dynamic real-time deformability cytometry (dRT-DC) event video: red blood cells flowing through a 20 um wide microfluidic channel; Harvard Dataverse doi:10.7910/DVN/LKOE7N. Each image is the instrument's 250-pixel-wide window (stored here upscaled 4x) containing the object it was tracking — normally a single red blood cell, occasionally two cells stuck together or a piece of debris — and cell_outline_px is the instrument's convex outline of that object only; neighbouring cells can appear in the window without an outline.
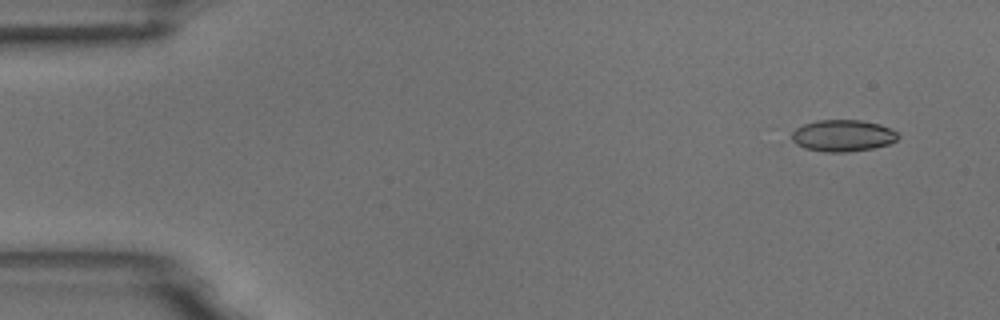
{"species": "common noctule bat (a hibernating species)", "species_latin": "Nyctalus noctula", "temperature_condition": "room temperature", "stored_images_in_passage": 5, "camera_frame_rate_fps": 3000, "um_per_image_px": 0.085, "animal": {"sex": "male", "body_mass_g": 18.8}, "frame": {"image": 1, "passage_image": 1, "time_ms": 0.0, "image_size_px": [1000, 320], "cell_outline_px": [[900, 136], [896, 140], [888, 144], [872, 148], [848, 152], [824, 152], [804, 148], [796, 144], [792, 140], [792, 132], [796, 128], [804, 124], [816, 120], [860, 120], [880, 124], [896, 132]], "centroid_in_image_um": [71.61, 11.53], "position_along_channel_um": 13.4, "area_um2": 19.59}}